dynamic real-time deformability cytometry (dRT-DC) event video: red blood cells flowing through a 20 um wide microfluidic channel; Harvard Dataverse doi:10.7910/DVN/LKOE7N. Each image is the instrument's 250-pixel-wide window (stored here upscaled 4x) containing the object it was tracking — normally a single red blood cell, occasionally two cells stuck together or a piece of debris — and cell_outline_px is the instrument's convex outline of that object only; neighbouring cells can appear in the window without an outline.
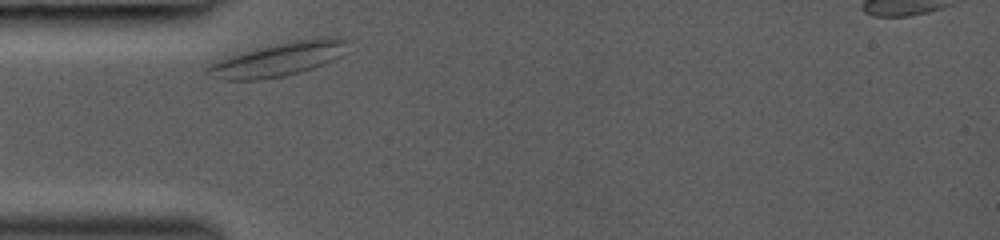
{"species": "common noctule bat (a hibernating species)", "species_latin": "Nyctalus noctula", "temperature_condition": "room temperature", "stored_images_in_passage": 5, "camera_frame_rate_fps": 3000, "um_per_image_px": 0.085, "animal": {"sex": "female", "body_mass_g": 19.0, "forearm_length_mm": 53.3}, "frame": {"image": 1, "passage_image": 1, "time_ms": 0.0, "image_size_px": [1000, 240], "cell_outline_px": [[352, 40], [340, 56], [324, 64], [300, 72], [284, 76], [260, 80], [220, 80], [204, 72], [204, 68], [224, 56], [276, 44], [296, 40], [320, 36], [340, 36]], "centroid_in_image_um": [23.68, 5.03], "position_along_channel_um": 61.3, "area_um2": 27.98}}
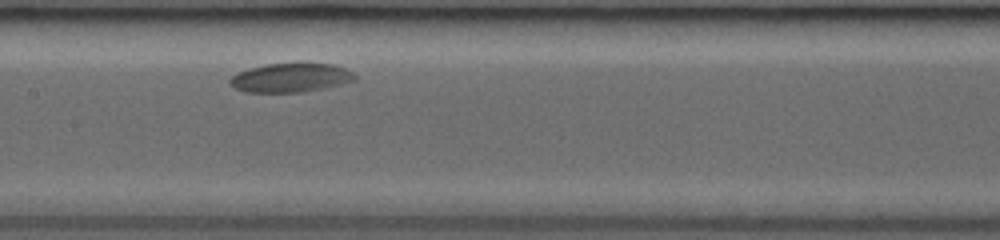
{"frame": {"image": 2, "passage_image": 4, "time_ms": 3.333, "image_size_px": [1000, 240], "cell_outline_px": [[356, 80], [324, 88], [304, 92], [244, 92], [228, 84], [228, 80], [236, 72], [248, 68], [264, 64], [336, 64], [352, 72], [356, 76]], "centroid_in_image_um": [24.66, 6.61], "position_along_channel_um": 182.7, "area_um2": 21.1}}
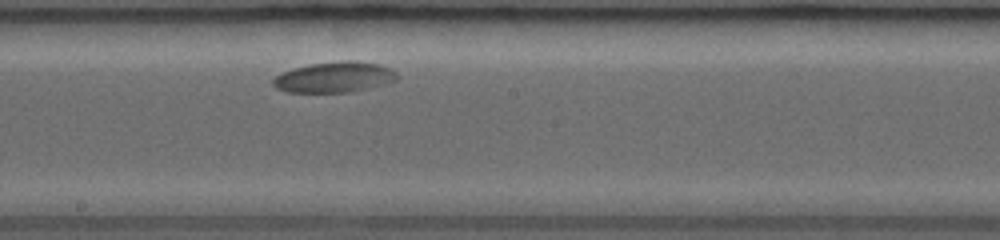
{"frame": {"image": 3, "passage_image": 5, "time_ms": 4.333, "image_size_px": [1000, 240], "cell_outline_px": [[396, 80], [388, 84], [348, 92], [288, 92], [276, 88], [272, 84], [272, 80], [276, 76], [284, 72], [296, 68], [312, 64], [344, 60], [352, 60], [380, 64], [396, 72]], "centroid_in_image_um": [28.44, 6.56], "position_along_channel_um": 219.8, "area_um2": 21.91}}